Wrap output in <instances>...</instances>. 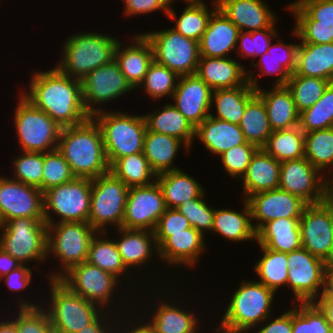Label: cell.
Masks as SVG:
<instances>
[{
  "instance_id": "cell-1",
  "label": "cell",
  "mask_w": 333,
  "mask_h": 333,
  "mask_svg": "<svg viewBox=\"0 0 333 333\" xmlns=\"http://www.w3.org/2000/svg\"><path fill=\"white\" fill-rule=\"evenodd\" d=\"M29 83V91H19L20 94L61 128L81 124L91 117L83 104L81 80L63 74L56 66L34 72Z\"/></svg>"
},
{
  "instance_id": "cell-2",
  "label": "cell",
  "mask_w": 333,
  "mask_h": 333,
  "mask_svg": "<svg viewBox=\"0 0 333 333\" xmlns=\"http://www.w3.org/2000/svg\"><path fill=\"white\" fill-rule=\"evenodd\" d=\"M57 150L75 177L94 179L110 171L102 131L92 116L81 124L62 128Z\"/></svg>"
},
{
  "instance_id": "cell-3",
  "label": "cell",
  "mask_w": 333,
  "mask_h": 333,
  "mask_svg": "<svg viewBox=\"0 0 333 333\" xmlns=\"http://www.w3.org/2000/svg\"><path fill=\"white\" fill-rule=\"evenodd\" d=\"M241 282L229 298L230 303L218 328H214L217 333H253L254 327L271 316L276 293L255 280Z\"/></svg>"
},
{
  "instance_id": "cell-4",
  "label": "cell",
  "mask_w": 333,
  "mask_h": 333,
  "mask_svg": "<svg viewBox=\"0 0 333 333\" xmlns=\"http://www.w3.org/2000/svg\"><path fill=\"white\" fill-rule=\"evenodd\" d=\"M117 39L101 33H75L62 44L63 57L56 67L63 74L81 80L114 59Z\"/></svg>"
},
{
  "instance_id": "cell-5",
  "label": "cell",
  "mask_w": 333,
  "mask_h": 333,
  "mask_svg": "<svg viewBox=\"0 0 333 333\" xmlns=\"http://www.w3.org/2000/svg\"><path fill=\"white\" fill-rule=\"evenodd\" d=\"M100 126L104 149L109 166L118 158L143 152L147 131L143 115L128 112L104 111L92 116Z\"/></svg>"
},
{
  "instance_id": "cell-6",
  "label": "cell",
  "mask_w": 333,
  "mask_h": 333,
  "mask_svg": "<svg viewBox=\"0 0 333 333\" xmlns=\"http://www.w3.org/2000/svg\"><path fill=\"white\" fill-rule=\"evenodd\" d=\"M47 225V260L54 254V257L60 260L59 267L62 270L54 271L47 277L59 279L71 267L86 261L91 240L97 231L89 222H60Z\"/></svg>"
},
{
  "instance_id": "cell-7",
  "label": "cell",
  "mask_w": 333,
  "mask_h": 333,
  "mask_svg": "<svg viewBox=\"0 0 333 333\" xmlns=\"http://www.w3.org/2000/svg\"><path fill=\"white\" fill-rule=\"evenodd\" d=\"M50 302L46 305L53 333H77L92 323L103 310L73 293L59 279H48Z\"/></svg>"
},
{
  "instance_id": "cell-8",
  "label": "cell",
  "mask_w": 333,
  "mask_h": 333,
  "mask_svg": "<svg viewBox=\"0 0 333 333\" xmlns=\"http://www.w3.org/2000/svg\"><path fill=\"white\" fill-rule=\"evenodd\" d=\"M47 226L44 218L8 220L0 227V248L20 264L29 265L36 260L42 264L48 254Z\"/></svg>"
},
{
  "instance_id": "cell-9",
  "label": "cell",
  "mask_w": 333,
  "mask_h": 333,
  "mask_svg": "<svg viewBox=\"0 0 333 333\" xmlns=\"http://www.w3.org/2000/svg\"><path fill=\"white\" fill-rule=\"evenodd\" d=\"M14 126L22 152L45 153L57 149L61 127L44 111L33 106L19 92Z\"/></svg>"
},
{
  "instance_id": "cell-10",
  "label": "cell",
  "mask_w": 333,
  "mask_h": 333,
  "mask_svg": "<svg viewBox=\"0 0 333 333\" xmlns=\"http://www.w3.org/2000/svg\"><path fill=\"white\" fill-rule=\"evenodd\" d=\"M129 187L111 171L92 179L88 222L97 232L122 227ZM106 228V229H105Z\"/></svg>"
},
{
  "instance_id": "cell-11",
  "label": "cell",
  "mask_w": 333,
  "mask_h": 333,
  "mask_svg": "<svg viewBox=\"0 0 333 333\" xmlns=\"http://www.w3.org/2000/svg\"><path fill=\"white\" fill-rule=\"evenodd\" d=\"M92 179L75 177L72 181L53 187L43 193L44 220L54 224L51 212L60 222H88Z\"/></svg>"
},
{
  "instance_id": "cell-12",
  "label": "cell",
  "mask_w": 333,
  "mask_h": 333,
  "mask_svg": "<svg viewBox=\"0 0 333 333\" xmlns=\"http://www.w3.org/2000/svg\"><path fill=\"white\" fill-rule=\"evenodd\" d=\"M142 33L152 46L155 62L178 76L196 74L200 58L198 41L184 37L173 28Z\"/></svg>"
},
{
  "instance_id": "cell-13",
  "label": "cell",
  "mask_w": 333,
  "mask_h": 333,
  "mask_svg": "<svg viewBox=\"0 0 333 333\" xmlns=\"http://www.w3.org/2000/svg\"><path fill=\"white\" fill-rule=\"evenodd\" d=\"M59 280L73 293L96 304L103 311H113V308H111L114 304L112 303L113 297L118 293L115 292V289H120L118 286L121 280H118L112 274L84 261L71 267Z\"/></svg>"
},
{
  "instance_id": "cell-14",
  "label": "cell",
  "mask_w": 333,
  "mask_h": 333,
  "mask_svg": "<svg viewBox=\"0 0 333 333\" xmlns=\"http://www.w3.org/2000/svg\"><path fill=\"white\" fill-rule=\"evenodd\" d=\"M81 85L83 104L90 116L103 110L93 107L95 104H106L134 90L115 59L88 73Z\"/></svg>"
},
{
  "instance_id": "cell-15",
  "label": "cell",
  "mask_w": 333,
  "mask_h": 333,
  "mask_svg": "<svg viewBox=\"0 0 333 333\" xmlns=\"http://www.w3.org/2000/svg\"><path fill=\"white\" fill-rule=\"evenodd\" d=\"M326 266L303 247L288 253L287 287L295 302H315L319 298Z\"/></svg>"
},
{
  "instance_id": "cell-16",
  "label": "cell",
  "mask_w": 333,
  "mask_h": 333,
  "mask_svg": "<svg viewBox=\"0 0 333 333\" xmlns=\"http://www.w3.org/2000/svg\"><path fill=\"white\" fill-rule=\"evenodd\" d=\"M333 207L308 204L300 217L301 243L310 254L331 265Z\"/></svg>"
},
{
  "instance_id": "cell-17",
  "label": "cell",
  "mask_w": 333,
  "mask_h": 333,
  "mask_svg": "<svg viewBox=\"0 0 333 333\" xmlns=\"http://www.w3.org/2000/svg\"><path fill=\"white\" fill-rule=\"evenodd\" d=\"M167 207L157 181L147 186L129 188L122 228L154 232Z\"/></svg>"
},
{
  "instance_id": "cell-18",
  "label": "cell",
  "mask_w": 333,
  "mask_h": 333,
  "mask_svg": "<svg viewBox=\"0 0 333 333\" xmlns=\"http://www.w3.org/2000/svg\"><path fill=\"white\" fill-rule=\"evenodd\" d=\"M325 173L305 157L281 162L279 188L300 197L307 204L324 202Z\"/></svg>"
},
{
  "instance_id": "cell-19",
  "label": "cell",
  "mask_w": 333,
  "mask_h": 333,
  "mask_svg": "<svg viewBox=\"0 0 333 333\" xmlns=\"http://www.w3.org/2000/svg\"><path fill=\"white\" fill-rule=\"evenodd\" d=\"M2 224L15 218H44L43 192L33 186L0 176Z\"/></svg>"
},
{
  "instance_id": "cell-20",
  "label": "cell",
  "mask_w": 333,
  "mask_h": 333,
  "mask_svg": "<svg viewBox=\"0 0 333 333\" xmlns=\"http://www.w3.org/2000/svg\"><path fill=\"white\" fill-rule=\"evenodd\" d=\"M158 247L157 259L190 269L197 266L200 255L206 250L204 235L195 228H187L185 232L154 233Z\"/></svg>"
},
{
  "instance_id": "cell-21",
  "label": "cell",
  "mask_w": 333,
  "mask_h": 333,
  "mask_svg": "<svg viewBox=\"0 0 333 333\" xmlns=\"http://www.w3.org/2000/svg\"><path fill=\"white\" fill-rule=\"evenodd\" d=\"M248 204L256 232L271 220L279 218H300L308 205L300 197L280 188L250 196Z\"/></svg>"
},
{
  "instance_id": "cell-22",
  "label": "cell",
  "mask_w": 333,
  "mask_h": 333,
  "mask_svg": "<svg viewBox=\"0 0 333 333\" xmlns=\"http://www.w3.org/2000/svg\"><path fill=\"white\" fill-rule=\"evenodd\" d=\"M212 91L197 74L179 76L171 99L173 105L196 128L210 115Z\"/></svg>"
},
{
  "instance_id": "cell-23",
  "label": "cell",
  "mask_w": 333,
  "mask_h": 333,
  "mask_svg": "<svg viewBox=\"0 0 333 333\" xmlns=\"http://www.w3.org/2000/svg\"><path fill=\"white\" fill-rule=\"evenodd\" d=\"M218 9L239 31L253 32L269 28L277 20L263 0H217Z\"/></svg>"
},
{
  "instance_id": "cell-24",
  "label": "cell",
  "mask_w": 333,
  "mask_h": 333,
  "mask_svg": "<svg viewBox=\"0 0 333 333\" xmlns=\"http://www.w3.org/2000/svg\"><path fill=\"white\" fill-rule=\"evenodd\" d=\"M130 45H122L120 41L116 44L114 50V59L131 84L139 88L144 80L150 64L154 61L153 49L150 42L143 34H135Z\"/></svg>"
},
{
  "instance_id": "cell-25",
  "label": "cell",
  "mask_w": 333,
  "mask_h": 333,
  "mask_svg": "<svg viewBox=\"0 0 333 333\" xmlns=\"http://www.w3.org/2000/svg\"><path fill=\"white\" fill-rule=\"evenodd\" d=\"M239 32L238 27L217 9L199 41L200 57H227L232 50L236 51Z\"/></svg>"
},
{
  "instance_id": "cell-26",
  "label": "cell",
  "mask_w": 333,
  "mask_h": 333,
  "mask_svg": "<svg viewBox=\"0 0 333 333\" xmlns=\"http://www.w3.org/2000/svg\"><path fill=\"white\" fill-rule=\"evenodd\" d=\"M196 74L212 90L235 88L248 82V71L232 57H200Z\"/></svg>"
},
{
  "instance_id": "cell-27",
  "label": "cell",
  "mask_w": 333,
  "mask_h": 333,
  "mask_svg": "<svg viewBox=\"0 0 333 333\" xmlns=\"http://www.w3.org/2000/svg\"><path fill=\"white\" fill-rule=\"evenodd\" d=\"M247 71L248 82L245 85L212 91L211 106L215 105L217 113L216 115L210 113L209 116L239 125L248 101L256 94V89L260 86L257 83L258 78L249 70Z\"/></svg>"
},
{
  "instance_id": "cell-28",
  "label": "cell",
  "mask_w": 333,
  "mask_h": 333,
  "mask_svg": "<svg viewBox=\"0 0 333 333\" xmlns=\"http://www.w3.org/2000/svg\"><path fill=\"white\" fill-rule=\"evenodd\" d=\"M280 166L281 162L263 148H259L241 178L245 199L260 192L279 188Z\"/></svg>"
},
{
  "instance_id": "cell-29",
  "label": "cell",
  "mask_w": 333,
  "mask_h": 333,
  "mask_svg": "<svg viewBox=\"0 0 333 333\" xmlns=\"http://www.w3.org/2000/svg\"><path fill=\"white\" fill-rule=\"evenodd\" d=\"M195 137L218 157L233 146L247 142L239 125L211 116L195 128Z\"/></svg>"
},
{
  "instance_id": "cell-30",
  "label": "cell",
  "mask_w": 333,
  "mask_h": 333,
  "mask_svg": "<svg viewBox=\"0 0 333 333\" xmlns=\"http://www.w3.org/2000/svg\"><path fill=\"white\" fill-rule=\"evenodd\" d=\"M117 231L121 239L117 238L114 241L128 271L129 268L141 269L140 266L143 267V264H148L147 261L152 260L154 250L158 252L154 232L122 227Z\"/></svg>"
},
{
  "instance_id": "cell-31",
  "label": "cell",
  "mask_w": 333,
  "mask_h": 333,
  "mask_svg": "<svg viewBox=\"0 0 333 333\" xmlns=\"http://www.w3.org/2000/svg\"><path fill=\"white\" fill-rule=\"evenodd\" d=\"M159 299H162V302L160 300V304H157L159 307L150 310V313L154 312L152 316H144L148 317L146 322L155 333H199L198 322L202 321L197 318L194 311H187L188 309L185 310L179 303L175 304L165 298Z\"/></svg>"
},
{
  "instance_id": "cell-32",
  "label": "cell",
  "mask_w": 333,
  "mask_h": 333,
  "mask_svg": "<svg viewBox=\"0 0 333 333\" xmlns=\"http://www.w3.org/2000/svg\"><path fill=\"white\" fill-rule=\"evenodd\" d=\"M271 90L256 89L262 98L272 131L290 129L299 125V115L291 92L286 86H272Z\"/></svg>"
},
{
  "instance_id": "cell-33",
  "label": "cell",
  "mask_w": 333,
  "mask_h": 333,
  "mask_svg": "<svg viewBox=\"0 0 333 333\" xmlns=\"http://www.w3.org/2000/svg\"><path fill=\"white\" fill-rule=\"evenodd\" d=\"M256 242L278 252L301 248L300 218H279L265 223L256 232Z\"/></svg>"
},
{
  "instance_id": "cell-34",
  "label": "cell",
  "mask_w": 333,
  "mask_h": 333,
  "mask_svg": "<svg viewBox=\"0 0 333 333\" xmlns=\"http://www.w3.org/2000/svg\"><path fill=\"white\" fill-rule=\"evenodd\" d=\"M143 116L148 131L176 137L191 149L193 139H195V127L173 103H167L162 109L146 113Z\"/></svg>"
},
{
  "instance_id": "cell-35",
  "label": "cell",
  "mask_w": 333,
  "mask_h": 333,
  "mask_svg": "<svg viewBox=\"0 0 333 333\" xmlns=\"http://www.w3.org/2000/svg\"><path fill=\"white\" fill-rule=\"evenodd\" d=\"M296 75L317 77L333 82V42L328 44L299 43Z\"/></svg>"
},
{
  "instance_id": "cell-36",
  "label": "cell",
  "mask_w": 333,
  "mask_h": 333,
  "mask_svg": "<svg viewBox=\"0 0 333 333\" xmlns=\"http://www.w3.org/2000/svg\"><path fill=\"white\" fill-rule=\"evenodd\" d=\"M244 208L240 212L230 209H215L213 220V233L222 235L232 242L255 241L256 230L254 229L251 209L248 201L244 199Z\"/></svg>"
},
{
  "instance_id": "cell-37",
  "label": "cell",
  "mask_w": 333,
  "mask_h": 333,
  "mask_svg": "<svg viewBox=\"0 0 333 333\" xmlns=\"http://www.w3.org/2000/svg\"><path fill=\"white\" fill-rule=\"evenodd\" d=\"M183 144L184 149H190L185 143L176 137L146 131L143 145V154L147 158L150 167L158 175L163 172L180 169L173 165L179 148Z\"/></svg>"
},
{
  "instance_id": "cell-38",
  "label": "cell",
  "mask_w": 333,
  "mask_h": 333,
  "mask_svg": "<svg viewBox=\"0 0 333 333\" xmlns=\"http://www.w3.org/2000/svg\"><path fill=\"white\" fill-rule=\"evenodd\" d=\"M156 181L162 189L167 208H177L205 192L202 185L182 169L160 173Z\"/></svg>"
},
{
  "instance_id": "cell-39",
  "label": "cell",
  "mask_w": 333,
  "mask_h": 333,
  "mask_svg": "<svg viewBox=\"0 0 333 333\" xmlns=\"http://www.w3.org/2000/svg\"><path fill=\"white\" fill-rule=\"evenodd\" d=\"M107 238V232H96L91 240L86 261L112 274L117 279L123 275L127 276L128 269L122 261L114 239Z\"/></svg>"
},
{
  "instance_id": "cell-40",
  "label": "cell",
  "mask_w": 333,
  "mask_h": 333,
  "mask_svg": "<svg viewBox=\"0 0 333 333\" xmlns=\"http://www.w3.org/2000/svg\"><path fill=\"white\" fill-rule=\"evenodd\" d=\"M247 142L262 148L272 133L262 98L256 93L247 103L239 123Z\"/></svg>"
},
{
  "instance_id": "cell-41",
  "label": "cell",
  "mask_w": 333,
  "mask_h": 333,
  "mask_svg": "<svg viewBox=\"0 0 333 333\" xmlns=\"http://www.w3.org/2000/svg\"><path fill=\"white\" fill-rule=\"evenodd\" d=\"M263 254L254 265V271L259 279L256 280L274 291L281 286H287L288 280V253L278 252L259 245Z\"/></svg>"
},
{
  "instance_id": "cell-42",
  "label": "cell",
  "mask_w": 333,
  "mask_h": 333,
  "mask_svg": "<svg viewBox=\"0 0 333 333\" xmlns=\"http://www.w3.org/2000/svg\"><path fill=\"white\" fill-rule=\"evenodd\" d=\"M212 2V7L215 6L212 11H209L205 3L188 4L178 18L176 17L177 14L173 10V7H169L167 17L175 21L174 30L181 33L186 38L199 42L207 29L210 17L218 9L217 0Z\"/></svg>"
},
{
  "instance_id": "cell-43",
  "label": "cell",
  "mask_w": 333,
  "mask_h": 333,
  "mask_svg": "<svg viewBox=\"0 0 333 333\" xmlns=\"http://www.w3.org/2000/svg\"><path fill=\"white\" fill-rule=\"evenodd\" d=\"M279 162L305 157L304 132L299 125L290 129L272 131L262 147Z\"/></svg>"
},
{
  "instance_id": "cell-44",
  "label": "cell",
  "mask_w": 333,
  "mask_h": 333,
  "mask_svg": "<svg viewBox=\"0 0 333 333\" xmlns=\"http://www.w3.org/2000/svg\"><path fill=\"white\" fill-rule=\"evenodd\" d=\"M110 171L129 188L150 185L157 177L143 152L118 158Z\"/></svg>"
},
{
  "instance_id": "cell-45",
  "label": "cell",
  "mask_w": 333,
  "mask_h": 333,
  "mask_svg": "<svg viewBox=\"0 0 333 333\" xmlns=\"http://www.w3.org/2000/svg\"><path fill=\"white\" fill-rule=\"evenodd\" d=\"M305 158L322 173L333 167V127L304 133ZM332 166V167H331Z\"/></svg>"
},
{
  "instance_id": "cell-46",
  "label": "cell",
  "mask_w": 333,
  "mask_h": 333,
  "mask_svg": "<svg viewBox=\"0 0 333 333\" xmlns=\"http://www.w3.org/2000/svg\"><path fill=\"white\" fill-rule=\"evenodd\" d=\"M331 82L317 77L291 74L286 87L291 92L297 111L312 107L323 95Z\"/></svg>"
},
{
  "instance_id": "cell-47",
  "label": "cell",
  "mask_w": 333,
  "mask_h": 333,
  "mask_svg": "<svg viewBox=\"0 0 333 333\" xmlns=\"http://www.w3.org/2000/svg\"><path fill=\"white\" fill-rule=\"evenodd\" d=\"M299 127L304 133L333 127V82L312 107L300 112Z\"/></svg>"
},
{
  "instance_id": "cell-48",
  "label": "cell",
  "mask_w": 333,
  "mask_h": 333,
  "mask_svg": "<svg viewBox=\"0 0 333 333\" xmlns=\"http://www.w3.org/2000/svg\"><path fill=\"white\" fill-rule=\"evenodd\" d=\"M294 13L295 28L293 34L300 43L328 44L332 43V30L329 25L317 24L295 1L287 8Z\"/></svg>"
},
{
  "instance_id": "cell-49",
  "label": "cell",
  "mask_w": 333,
  "mask_h": 333,
  "mask_svg": "<svg viewBox=\"0 0 333 333\" xmlns=\"http://www.w3.org/2000/svg\"><path fill=\"white\" fill-rule=\"evenodd\" d=\"M292 333H333L315 302H297L292 308Z\"/></svg>"
},
{
  "instance_id": "cell-50",
  "label": "cell",
  "mask_w": 333,
  "mask_h": 333,
  "mask_svg": "<svg viewBox=\"0 0 333 333\" xmlns=\"http://www.w3.org/2000/svg\"><path fill=\"white\" fill-rule=\"evenodd\" d=\"M18 300V312H15L16 316L11 319L17 333H53V327L44 306L26 302L23 298Z\"/></svg>"
},
{
  "instance_id": "cell-51",
  "label": "cell",
  "mask_w": 333,
  "mask_h": 333,
  "mask_svg": "<svg viewBox=\"0 0 333 333\" xmlns=\"http://www.w3.org/2000/svg\"><path fill=\"white\" fill-rule=\"evenodd\" d=\"M179 76L168 67L153 61L140 84L151 99L160 100L163 97H172L178 82Z\"/></svg>"
},
{
  "instance_id": "cell-52",
  "label": "cell",
  "mask_w": 333,
  "mask_h": 333,
  "mask_svg": "<svg viewBox=\"0 0 333 333\" xmlns=\"http://www.w3.org/2000/svg\"><path fill=\"white\" fill-rule=\"evenodd\" d=\"M42 192L72 181L75 176L64 156L57 150L43 153Z\"/></svg>"
},
{
  "instance_id": "cell-53",
  "label": "cell",
  "mask_w": 333,
  "mask_h": 333,
  "mask_svg": "<svg viewBox=\"0 0 333 333\" xmlns=\"http://www.w3.org/2000/svg\"><path fill=\"white\" fill-rule=\"evenodd\" d=\"M276 24L275 21L269 28L253 32L240 31L237 40L239 45L236 46L239 56L242 58L253 57L252 59H254L265 54L272 43V38L278 36Z\"/></svg>"
},
{
  "instance_id": "cell-54",
  "label": "cell",
  "mask_w": 333,
  "mask_h": 333,
  "mask_svg": "<svg viewBox=\"0 0 333 333\" xmlns=\"http://www.w3.org/2000/svg\"><path fill=\"white\" fill-rule=\"evenodd\" d=\"M14 180L36 187L42 191L43 153L25 152L13 161Z\"/></svg>"
},
{
  "instance_id": "cell-55",
  "label": "cell",
  "mask_w": 333,
  "mask_h": 333,
  "mask_svg": "<svg viewBox=\"0 0 333 333\" xmlns=\"http://www.w3.org/2000/svg\"><path fill=\"white\" fill-rule=\"evenodd\" d=\"M205 192L198 198L183 202L177 210L190 222L192 228L204 232L212 231L215 208L210 207L205 200Z\"/></svg>"
},
{
  "instance_id": "cell-56",
  "label": "cell",
  "mask_w": 333,
  "mask_h": 333,
  "mask_svg": "<svg viewBox=\"0 0 333 333\" xmlns=\"http://www.w3.org/2000/svg\"><path fill=\"white\" fill-rule=\"evenodd\" d=\"M259 147L250 142L241 144L238 146H233L224 153H222L219 158L221 159L223 168L227 171L229 176L233 178H242L245 174L249 163L255 152Z\"/></svg>"
},
{
  "instance_id": "cell-57",
  "label": "cell",
  "mask_w": 333,
  "mask_h": 333,
  "mask_svg": "<svg viewBox=\"0 0 333 333\" xmlns=\"http://www.w3.org/2000/svg\"><path fill=\"white\" fill-rule=\"evenodd\" d=\"M317 24L333 26V0L295 1Z\"/></svg>"
},
{
  "instance_id": "cell-58",
  "label": "cell",
  "mask_w": 333,
  "mask_h": 333,
  "mask_svg": "<svg viewBox=\"0 0 333 333\" xmlns=\"http://www.w3.org/2000/svg\"><path fill=\"white\" fill-rule=\"evenodd\" d=\"M192 227L188 219L177 208H167L161 215L154 233H178Z\"/></svg>"
},
{
  "instance_id": "cell-59",
  "label": "cell",
  "mask_w": 333,
  "mask_h": 333,
  "mask_svg": "<svg viewBox=\"0 0 333 333\" xmlns=\"http://www.w3.org/2000/svg\"><path fill=\"white\" fill-rule=\"evenodd\" d=\"M251 66L252 68H259L258 71H260V76L265 74L273 75V73L278 74V78L272 86H285L291 76L282 64H280L279 61L273 58L268 52L260 56L258 63L255 62V64H252Z\"/></svg>"
},
{
  "instance_id": "cell-60",
  "label": "cell",
  "mask_w": 333,
  "mask_h": 333,
  "mask_svg": "<svg viewBox=\"0 0 333 333\" xmlns=\"http://www.w3.org/2000/svg\"><path fill=\"white\" fill-rule=\"evenodd\" d=\"M124 2L125 16H136L140 14H148L151 12L163 10V13L167 16L169 11V5L166 0H122Z\"/></svg>"
},
{
  "instance_id": "cell-61",
  "label": "cell",
  "mask_w": 333,
  "mask_h": 333,
  "mask_svg": "<svg viewBox=\"0 0 333 333\" xmlns=\"http://www.w3.org/2000/svg\"><path fill=\"white\" fill-rule=\"evenodd\" d=\"M298 44H285L283 42H281V40L279 39V42L275 43L268 47L267 52L269 54H271V56L273 58H275L276 60L279 61L280 64H282V66L290 73L293 74L295 72L296 69V59H297V49H298ZM278 50H281L280 52L282 53V55L278 54L277 52H279ZM277 51V52H276ZM275 52V53H274Z\"/></svg>"
},
{
  "instance_id": "cell-62",
  "label": "cell",
  "mask_w": 333,
  "mask_h": 333,
  "mask_svg": "<svg viewBox=\"0 0 333 333\" xmlns=\"http://www.w3.org/2000/svg\"><path fill=\"white\" fill-rule=\"evenodd\" d=\"M31 269L30 266L28 267V265L21 264L6 276L2 277L0 281L4 280L3 282L7 284V288L12 290V292L22 291L27 289L32 282L33 270Z\"/></svg>"
},
{
  "instance_id": "cell-63",
  "label": "cell",
  "mask_w": 333,
  "mask_h": 333,
  "mask_svg": "<svg viewBox=\"0 0 333 333\" xmlns=\"http://www.w3.org/2000/svg\"><path fill=\"white\" fill-rule=\"evenodd\" d=\"M270 318L268 317L264 321L265 323L263 322V325H260L261 328L255 333H292V309L282 313L277 318L275 317V319L271 320Z\"/></svg>"
},
{
  "instance_id": "cell-64",
  "label": "cell",
  "mask_w": 333,
  "mask_h": 333,
  "mask_svg": "<svg viewBox=\"0 0 333 333\" xmlns=\"http://www.w3.org/2000/svg\"><path fill=\"white\" fill-rule=\"evenodd\" d=\"M106 313H107V311H105V312L103 311V313H101L92 323L85 326L81 331H79L77 333H112V331H113L112 327H114L115 322H116V320H114V317L116 319V315L114 316L113 313L112 312L110 313V311H109V313H107L108 315L106 316ZM110 314H112L113 316H110ZM108 318H110V319H108ZM109 320H111V321H109ZM112 322H114V323H112ZM109 324H111L112 326Z\"/></svg>"
},
{
  "instance_id": "cell-65",
  "label": "cell",
  "mask_w": 333,
  "mask_h": 333,
  "mask_svg": "<svg viewBox=\"0 0 333 333\" xmlns=\"http://www.w3.org/2000/svg\"><path fill=\"white\" fill-rule=\"evenodd\" d=\"M116 320H117L115 322L116 326L114 325L112 333H155L154 330L148 325V323L146 321L143 322L144 319H142V317L140 319V323L137 321L134 322L136 325L134 323H132L133 320H130L131 321L130 325H129V320H128V322L125 319L122 320V322H121V320L118 321V316H117ZM123 321H126L128 324L123 323ZM119 322H120V324H119ZM122 323H123V325H122ZM125 324H127L128 326ZM119 326H122L125 330Z\"/></svg>"
},
{
  "instance_id": "cell-66",
  "label": "cell",
  "mask_w": 333,
  "mask_h": 333,
  "mask_svg": "<svg viewBox=\"0 0 333 333\" xmlns=\"http://www.w3.org/2000/svg\"><path fill=\"white\" fill-rule=\"evenodd\" d=\"M316 301H333V266L327 265L323 276V287Z\"/></svg>"
},
{
  "instance_id": "cell-67",
  "label": "cell",
  "mask_w": 333,
  "mask_h": 333,
  "mask_svg": "<svg viewBox=\"0 0 333 333\" xmlns=\"http://www.w3.org/2000/svg\"><path fill=\"white\" fill-rule=\"evenodd\" d=\"M20 265L15 258L0 248V279Z\"/></svg>"
},
{
  "instance_id": "cell-68",
  "label": "cell",
  "mask_w": 333,
  "mask_h": 333,
  "mask_svg": "<svg viewBox=\"0 0 333 333\" xmlns=\"http://www.w3.org/2000/svg\"><path fill=\"white\" fill-rule=\"evenodd\" d=\"M333 171V169H332ZM333 174V173H331ZM325 177V183H324V202L328 205L333 207V175L324 176Z\"/></svg>"
},
{
  "instance_id": "cell-69",
  "label": "cell",
  "mask_w": 333,
  "mask_h": 333,
  "mask_svg": "<svg viewBox=\"0 0 333 333\" xmlns=\"http://www.w3.org/2000/svg\"><path fill=\"white\" fill-rule=\"evenodd\" d=\"M315 303L324 312L328 323L331 325L333 332V301H315Z\"/></svg>"
},
{
  "instance_id": "cell-70",
  "label": "cell",
  "mask_w": 333,
  "mask_h": 333,
  "mask_svg": "<svg viewBox=\"0 0 333 333\" xmlns=\"http://www.w3.org/2000/svg\"><path fill=\"white\" fill-rule=\"evenodd\" d=\"M0 333H17L14 322L10 319L0 321Z\"/></svg>"
},
{
  "instance_id": "cell-71",
  "label": "cell",
  "mask_w": 333,
  "mask_h": 333,
  "mask_svg": "<svg viewBox=\"0 0 333 333\" xmlns=\"http://www.w3.org/2000/svg\"><path fill=\"white\" fill-rule=\"evenodd\" d=\"M176 0H166L167 4L169 5V7H172L171 5L173 4V2ZM188 4H200V3H205L203 0H183Z\"/></svg>"
},
{
  "instance_id": "cell-72",
  "label": "cell",
  "mask_w": 333,
  "mask_h": 333,
  "mask_svg": "<svg viewBox=\"0 0 333 333\" xmlns=\"http://www.w3.org/2000/svg\"><path fill=\"white\" fill-rule=\"evenodd\" d=\"M332 226H333V222H332ZM331 266H333V246H332V255H331Z\"/></svg>"
},
{
  "instance_id": "cell-73",
  "label": "cell",
  "mask_w": 333,
  "mask_h": 333,
  "mask_svg": "<svg viewBox=\"0 0 333 333\" xmlns=\"http://www.w3.org/2000/svg\"><path fill=\"white\" fill-rule=\"evenodd\" d=\"M331 30H332V42H333V26L331 27Z\"/></svg>"
},
{
  "instance_id": "cell-74",
  "label": "cell",
  "mask_w": 333,
  "mask_h": 333,
  "mask_svg": "<svg viewBox=\"0 0 333 333\" xmlns=\"http://www.w3.org/2000/svg\"><path fill=\"white\" fill-rule=\"evenodd\" d=\"M2 226V220H1V217H0V227Z\"/></svg>"
}]
</instances>
